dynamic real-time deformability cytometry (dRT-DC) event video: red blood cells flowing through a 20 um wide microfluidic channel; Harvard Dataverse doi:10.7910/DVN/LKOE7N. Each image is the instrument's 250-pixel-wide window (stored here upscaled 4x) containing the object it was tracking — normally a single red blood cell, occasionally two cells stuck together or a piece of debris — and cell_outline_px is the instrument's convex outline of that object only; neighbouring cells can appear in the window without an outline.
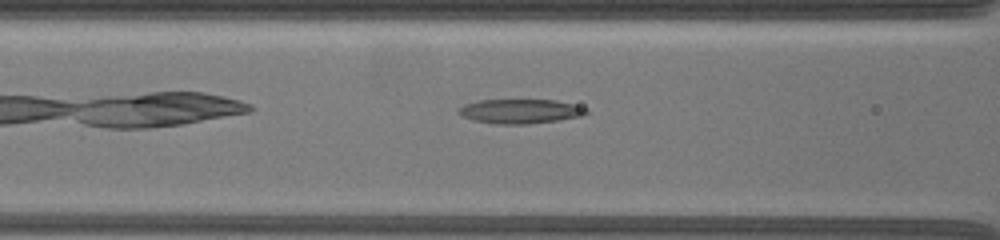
{"species": "common noctule bat (a hibernating species)", "species_latin": "Nyctalus noctula", "temperature_condition": "warm", "stored_images_in_passage": 6, "camera_frame_rate_fps": 3000, "um_per_image_px": 0.085, "animal": {"sex": "female", "body_mass_g": 19.5, "forearm_length_mm": 54.1}, "frame": {"image": 1, "passage_image": 4, "time_ms": 2.667, "image_size_px": [1000, 240], "cell_outline_px": [[588, 112], [584, 116], [560, 120], [528, 124], [496, 124], [472, 120], [460, 116], [456, 112], [456, 108], [464, 104], [480, 100], [556, 100], [588, 108]], "centroid_in_image_um": [44.19, 9.46], "position_along_channel_um": 122.4, "area_um2": 18.44}}